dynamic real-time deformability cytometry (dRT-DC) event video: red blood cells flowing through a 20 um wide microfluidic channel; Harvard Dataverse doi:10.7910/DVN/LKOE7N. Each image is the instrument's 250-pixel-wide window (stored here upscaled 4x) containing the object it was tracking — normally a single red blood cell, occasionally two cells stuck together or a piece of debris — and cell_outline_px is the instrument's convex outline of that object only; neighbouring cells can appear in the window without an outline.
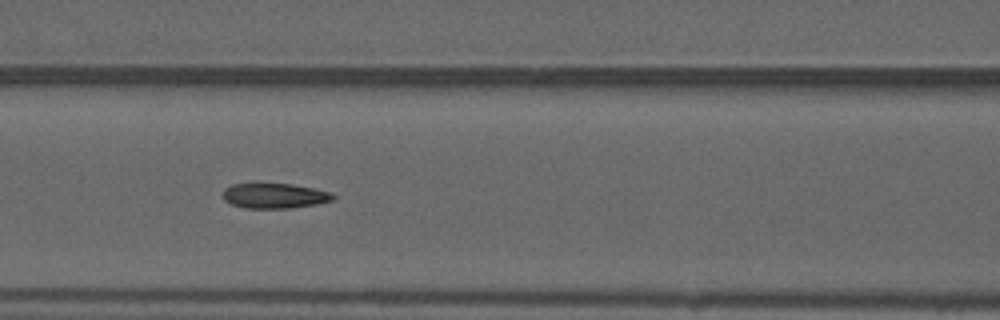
{"species": "common noctule bat (a hibernating species)", "species_latin": "Nyctalus noctula", "temperature_condition": "warm", "stored_images_in_passage": 52, "camera_frame_rate_fps": 3000, "um_per_image_px": 0.085, "animal": {"sex": "male", "forearm_length_mm": 52.5}, "frame": {"image": 1, "passage_image": 23, "time_ms": 7.333, "image_size_px": [1000, 320], "cell_outline_px": [[336, 196], [332, 200], [316, 204], [288, 208], [244, 208], [232, 204], [224, 200], [224, 188], [232, 184], [292, 184], [332, 192]], "centroid_in_image_um": [23.34, 16.64], "position_along_channel_um": 143.3, "area_um2": 15.95}, "authors_computed_cell_mechanics": {"area_um2": 16.6753, "velocity_mm_per_s": 3.9962, "shape_relaxation_time_tau1_ms": null, "shape_relaxation_time_tau2_ms": 1.4373, "deformation_change_tau1": null, "deformation_change_tau2": 0.0795}}